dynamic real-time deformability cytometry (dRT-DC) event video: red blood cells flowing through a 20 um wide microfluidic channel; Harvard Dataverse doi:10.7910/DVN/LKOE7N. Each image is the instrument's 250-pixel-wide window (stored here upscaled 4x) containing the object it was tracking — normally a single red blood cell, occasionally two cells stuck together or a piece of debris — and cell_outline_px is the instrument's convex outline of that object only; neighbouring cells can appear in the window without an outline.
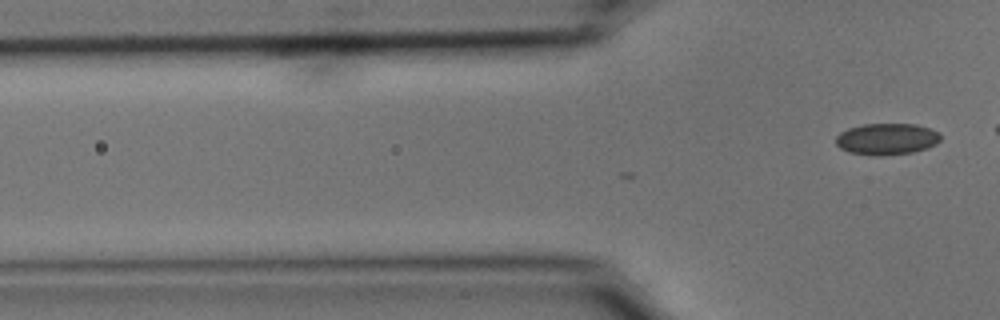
{"species": "common noctule bat (a hibernating species)", "species_latin": "Nyctalus noctula", "temperature_condition": "cold", "stored_images_in_passage": 5, "camera_frame_rate_fps": 3000, "um_per_image_px": 0.085, "animal": {"sex": "male", "body_mass_g": 15.6}, "frame": {"image": 1, "passage_image": 5, "time_ms": 1.333, "image_size_px": [1000, 320], "cell_outline_px": [[940, 140], [936, 144], [928, 148], [912, 152], [880, 156], [872, 156], [848, 152], [840, 148], [836, 144], [836, 136], [840, 132], [848, 128], [864, 124], [916, 124], [940, 132]], "centroid_in_image_um": [75.36, 11.82], "position_along_channel_um": 50.4, "area_um2": 19.36}}